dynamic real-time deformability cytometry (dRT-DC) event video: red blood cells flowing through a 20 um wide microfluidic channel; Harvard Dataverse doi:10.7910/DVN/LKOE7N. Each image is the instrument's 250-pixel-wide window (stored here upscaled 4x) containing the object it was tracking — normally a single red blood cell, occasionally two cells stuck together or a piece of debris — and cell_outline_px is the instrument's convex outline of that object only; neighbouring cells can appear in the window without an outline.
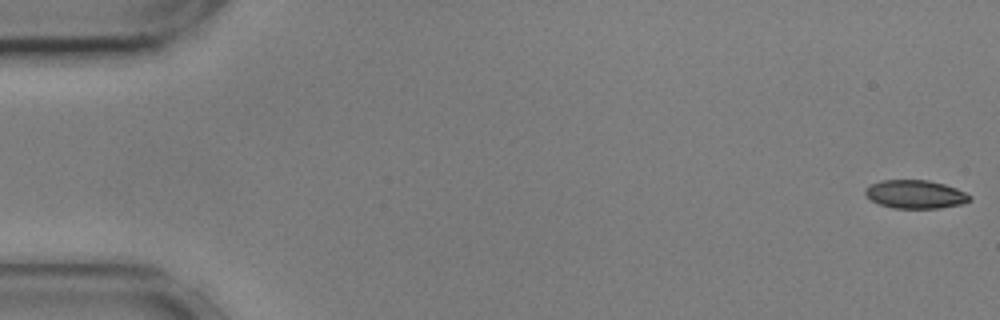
{"species": "common noctule bat (a hibernating species)", "species_latin": "Nyctalus noctula", "temperature_condition": "cold", "stored_images_in_passage": 56, "camera_frame_rate_fps": 3000, "um_per_image_px": 0.085, "animal": {"sex": "male", "body_mass_g": 17.9, "forearm_length_mm": 54.2}, "frame": {"image": 1, "passage_image": 1, "time_ms": 0.0, "image_size_px": [1000, 320], "cell_outline_px": [[972, 200], [960, 204], [940, 208], [892, 208], [880, 204], [872, 200], [864, 192], [864, 188], [880, 180], [928, 180], [944, 184], [956, 188], [972, 196]], "centroid_in_image_um": [77.81, 16.51], "position_along_channel_um": 7.2, "area_um2": 17.22}}
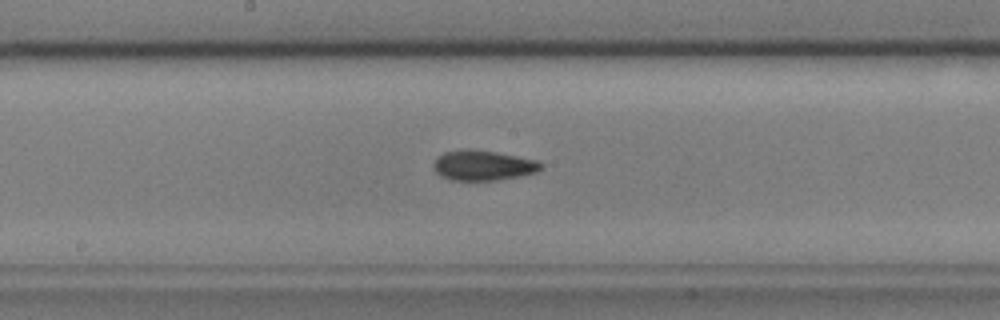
{"frame": {"image": 2, "passage_image": 29, "time_ms": 9.333, "image_size_px": [1000, 320], "cell_outline_px": [[544, 168], [536, 172], [520, 176], [496, 180], [448, 180], [440, 176], [432, 168], [432, 164], [436, 156], [444, 152], [496, 152], [536, 160], [544, 164]], "centroid_in_image_um": [41.07, 14.11], "position_along_channel_um": 207.1, "area_um2": 18.38}}
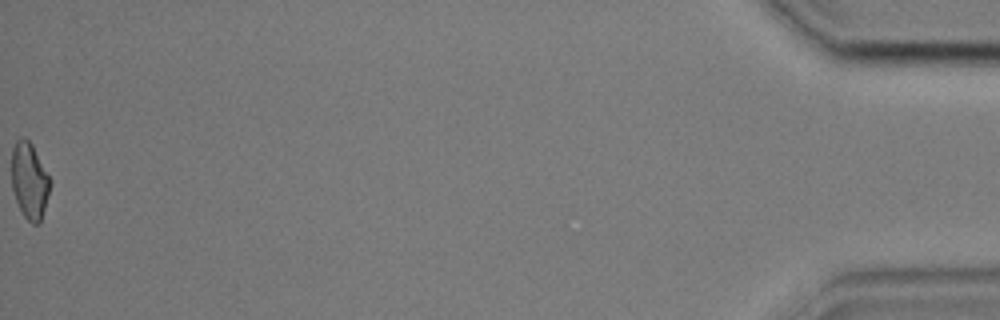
{"frame": {"image": 3, "passage_image": 56, "time_ms": 18.333, "image_size_px": [1000, 320], "cell_outline_px": [[52, 184], [40, 224], [32, 224], [24, 216], [16, 200], [12, 188], [12, 148], [16, 140], [24, 136], [32, 144], [52, 180]], "centroid_in_image_um": [2.53, 15.36], "position_along_channel_um": 432.7, "area_um2": 17.34}, "authors_computed_cell_mechanics": {"area_um2": 17.918, "velocity_mm_per_s": 3.6036, "shape_relaxation_time_tau1_ms": 4.0092, "shape_relaxation_time_tau2_ms": 3.9674, "deformation_change_tau1": 0.1231, "deformation_change_tau2": 0.1069}}